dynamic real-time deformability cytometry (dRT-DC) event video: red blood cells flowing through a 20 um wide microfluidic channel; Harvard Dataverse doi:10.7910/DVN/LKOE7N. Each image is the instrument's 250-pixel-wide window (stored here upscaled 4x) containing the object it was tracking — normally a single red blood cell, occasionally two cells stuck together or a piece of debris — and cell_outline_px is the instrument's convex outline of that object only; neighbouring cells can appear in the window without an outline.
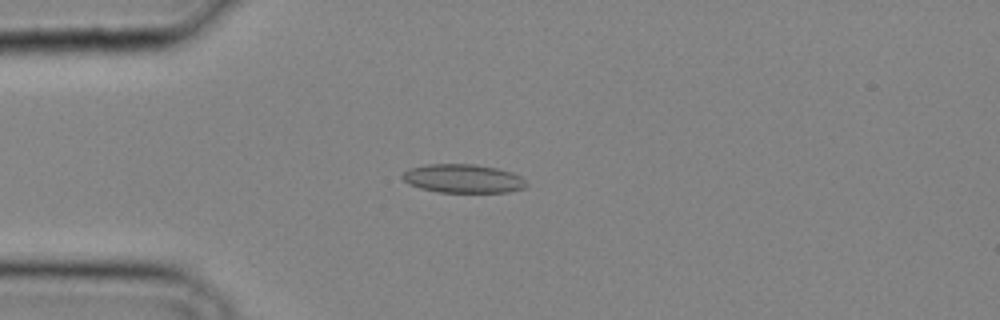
{"species": "common noctule bat (a hibernating species)", "species_latin": "Nyctalus noctula", "temperature_condition": "cold", "stored_images_in_passage": 29, "camera_frame_rate_fps": 3000, "um_per_image_px": 0.085, "animal": {"sex": "male", "body_mass_g": 20.4}, "frame": {"image": 1, "passage_image": 4, "time_ms": 1.0, "image_size_px": [1000, 320], "cell_outline_px": [[528, 184], [524, 188], [508, 192], [440, 192], [420, 188], [408, 184], [400, 176], [408, 168], [428, 164], [472, 164], [496, 168], [512, 172], [520, 176]], "centroid_in_image_um": [39.34, 15.18], "position_along_channel_um": 45.7, "area_um2": 20.69}}
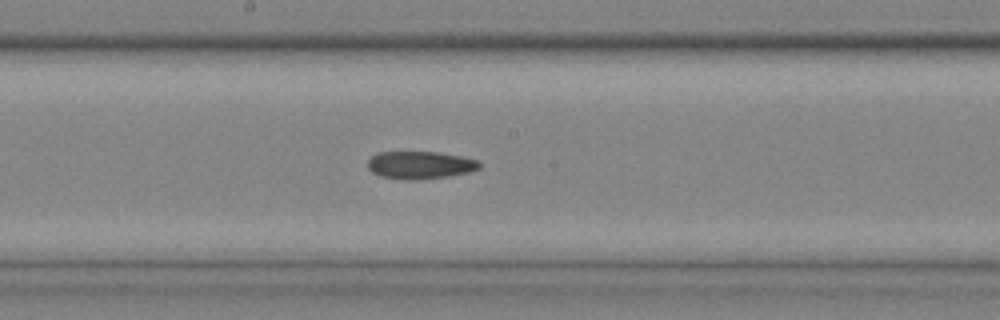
{"frame": {"image": 2, "passage_image": 14, "time_ms": 4.333, "image_size_px": [1000, 320], "cell_outline_px": [[480, 168], [468, 172], [448, 176], [420, 180], [404, 180], [380, 176], [372, 172], [368, 168], [368, 160], [376, 152], [440, 152], [464, 156], [480, 160]], "centroid_in_image_um": [35.72, 14.02], "position_along_channel_um": 212.5, "area_um2": 18.26}}
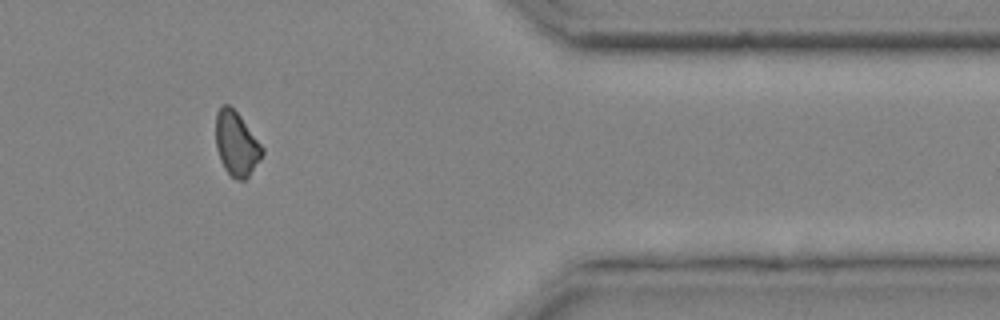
{"frame": {"image": 3, "passage_image": 25, "time_ms": 8.0, "image_size_px": [1000, 320], "cell_outline_px": [[264, 152], [260, 160], [248, 176], [244, 180], [236, 180], [224, 168], [220, 160], [216, 148], [216, 112], [224, 104], [228, 104], [240, 116], [264, 148]], "centroid_in_image_um": [20.09, 12.23], "position_along_channel_um": 391.3, "area_um2": 17.22}}